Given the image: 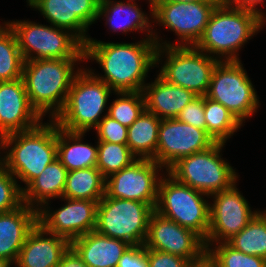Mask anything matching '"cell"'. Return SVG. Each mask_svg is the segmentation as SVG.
Instances as JSON below:
<instances>
[{
  "instance_id": "cell-38",
  "label": "cell",
  "mask_w": 266,
  "mask_h": 267,
  "mask_svg": "<svg viewBox=\"0 0 266 267\" xmlns=\"http://www.w3.org/2000/svg\"><path fill=\"white\" fill-rule=\"evenodd\" d=\"M149 267H195L188 259L163 251L146 249Z\"/></svg>"
},
{
  "instance_id": "cell-37",
  "label": "cell",
  "mask_w": 266,
  "mask_h": 267,
  "mask_svg": "<svg viewBox=\"0 0 266 267\" xmlns=\"http://www.w3.org/2000/svg\"><path fill=\"white\" fill-rule=\"evenodd\" d=\"M180 122L190 124L194 127L206 131V121L204 117V96H197L189 102L178 114Z\"/></svg>"
},
{
  "instance_id": "cell-44",
  "label": "cell",
  "mask_w": 266,
  "mask_h": 267,
  "mask_svg": "<svg viewBox=\"0 0 266 267\" xmlns=\"http://www.w3.org/2000/svg\"><path fill=\"white\" fill-rule=\"evenodd\" d=\"M148 2H149V10H150V18H153V7H152V4L154 3V0H148Z\"/></svg>"
},
{
  "instance_id": "cell-28",
  "label": "cell",
  "mask_w": 266,
  "mask_h": 267,
  "mask_svg": "<svg viewBox=\"0 0 266 267\" xmlns=\"http://www.w3.org/2000/svg\"><path fill=\"white\" fill-rule=\"evenodd\" d=\"M105 195V178L97 167L67 173L63 197L97 201Z\"/></svg>"
},
{
  "instance_id": "cell-16",
  "label": "cell",
  "mask_w": 266,
  "mask_h": 267,
  "mask_svg": "<svg viewBox=\"0 0 266 267\" xmlns=\"http://www.w3.org/2000/svg\"><path fill=\"white\" fill-rule=\"evenodd\" d=\"M203 129L180 122L178 119H162L158 132L156 162L166 172L180 159L201 152L214 144Z\"/></svg>"
},
{
  "instance_id": "cell-25",
  "label": "cell",
  "mask_w": 266,
  "mask_h": 267,
  "mask_svg": "<svg viewBox=\"0 0 266 267\" xmlns=\"http://www.w3.org/2000/svg\"><path fill=\"white\" fill-rule=\"evenodd\" d=\"M68 170L55 159L39 176L23 187V203L39 211L49 200L63 198ZM36 204V205H35Z\"/></svg>"
},
{
  "instance_id": "cell-15",
  "label": "cell",
  "mask_w": 266,
  "mask_h": 267,
  "mask_svg": "<svg viewBox=\"0 0 266 267\" xmlns=\"http://www.w3.org/2000/svg\"><path fill=\"white\" fill-rule=\"evenodd\" d=\"M146 249L163 251L188 259L195 267L206 263L204 240L194 231L169 220L156 211L151 214Z\"/></svg>"
},
{
  "instance_id": "cell-24",
  "label": "cell",
  "mask_w": 266,
  "mask_h": 267,
  "mask_svg": "<svg viewBox=\"0 0 266 267\" xmlns=\"http://www.w3.org/2000/svg\"><path fill=\"white\" fill-rule=\"evenodd\" d=\"M131 245L115 238L89 232L71 242L88 267H117L119 259Z\"/></svg>"
},
{
  "instance_id": "cell-46",
  "label": "cell",
  "mask_w": 266,
  "mask_h": 267,
  "mask_svg": "<svg viewBox=\"0 0 266 267\" xmlns=\"http://www.w3.org/2000/svg\"><path fill=\"white\" fill-rule=\"evenodd\" d=\"M197 267H210V265L206 262L205 264L197 266Z\"/></svg>"
},
{
  "instance_id": "cell-30",
  "label": "cell",
  "mask_w": 266,
  "mask_h": 267,
  "mask_svg": "<svg viewBox=\"0 0 266 267\" xmlns=\"http://www.w3.org/2000/svg\"><path fill=\"white\" fill-rule=\"evenodd\" d=\"M206 132L214 142L226 143L242 126L240 121L222 104L204 96Z\"/></svg>"
},
{
  "instance_id": "cell-13",
  "label": "cell",
  "mask_w": 266,
  "mask_h": 267,
  "mask_svg": "<svg viewBox=\"0 0 266 267\" xmlns=\"http://www.w3.org/2000/svg\"><path fill=\"white\" fill-rule=\"evenodd\" d=\"M236 183L209 196L213 197V203L209 204V231L204 241L206 249L212 244L227 242L259 212L251 210Z\"/></svg>"
},
{
  "instance_id": "cell-20",
  "label": "cell",
  "mask_w": 266,
  "mask_h": 267,
  "mask_svg": "<svg viewBox=\"0 0 266 267\" xmlns=\"http://www.w3.org/2000/svg\"><path fill=\"white\" fill-rule=\"evenodd\" d=\"M70 246L71 243L68 240L47 232L37 223L28 233L14 265L15 267H57Z\"/></svg>"
},
{
  "instance_id": "cell-1",
  "label": "cell",
  "mask_w": 266,
  "mask_h": 267,
  "mask_svg": "<svg viewBox=\"0 0 266 267\" xmlns=\"http://www.w3.org/2000/svg\"><path fill=\"white\" fill-rule=\"evenodd\" d=\"M156 51L154 39L114 43L90 38L84 44V59L95 60L101 66L104 75L89 70L114 92H140L150 68L156 66Z\"/></svg>"
},
{
  "instance_id": "cell-9",
  "label": "cell",
  "mask_w": 266,
  "mask_h": 267,
  "mask_svg": "<svg viewBox=\"0 0 266 267\" xmlns=\"http://www.w3.org/2000/svg\"><path fill=\"white\" fill-rule=\"evenodd\" d=\"M155 208L147 203L104 195L97 205L95 231L131 246L144 245Z\"/></svg>"
},
{
  "instance_id": "cell-3",
  "label": "cell",
  "mask_w": 266,
  "mask_h": 267,
  "mask_svg": "<svg viewBox=\"0 0 266 267\" xmlns=\"http://www.w3.org/2000/svg\"><path fill=\"white\" fill-rule=\"evenodd\" d=\"M264 26L254 10L219 3L195 47L219 61H240L238 51Z\"/></svg>"
},
{
  "instance_id": "cell-2",
  "label": "cell",
  "mask_w": 266,
  "mask_h": 267,
  "mask_svg": "<svg viewBox=\"0 0 266 267\" xmlns=\"http://www.w3.org/2000/svg\"><path fill=\"white\" fill-rule=\"evenodd\" d=\"M1 150L5 155H0V163L26 187L57 159V123L42 121L33 129L4 135Z\"/></svg>"
},
{
  "instance_id": "cell-27",
  "label": "cell",
  "mask_w": 266,
  "mask_h": 267,
  "mask_svg": "<svg viewBox=\"0 0 266 267\" xmlns=\"http://www.w3.org/2000/svg\"><path fill=\"white\" fill-rule=\"evenodd\" d=\"M160 122V118L145 109L128 127L127 145L137 159L156 162Z\"/></svg>"
},
{
  "instance_id": "cell-23",
  "label": "cell",
  "mask_w": 266,
  "mask_h": 267,
  "mask_svg": "<svg viewBox=\"0 0 266 267\" xmlns=\"http://www.w3.org/2000/svg\"><path fill=\"white\" fill-rule=\"evenodd\" d=\"M146 110L162 119L177 118L179 112L197 95L163 79L159 74L143 89Z\"/></svg>"
},
{
  "instance_id": "cell-6",
  "label": "cell",
  "mask_w": 266,
  "mask_h": 267,
  "mask_svg": "<svg viewBox=\"0 0 266 267\" xmlns=\"http://www.w3.org/2000/svg\"><path fill=\"white\" fill-rule=\"evenodd\" d=\"M166 174L164 171L159 182L155 211L194 231L205 241L209 231V201L204 198L210 197Z\"/></svg>"
},
{
  "instance_id": "cell-22",
  "label": "cell",
  "mask_w": 266,
  "mask_h": 267,
  "mask_svg": "<svg viewBox=\"0 0 266 267\" xmlns=\"http://www.w3.org/2000/svg\"><path fill=\"white\" fill-rule=\"evenodd\" d=\"M38 223V211L22 204L0 214V258L15 264L28 233Z\"/></svg>"
},
{
  "instance_id": "cell-10",
  "label": "cell",
  "mask_w": 266,
  "mask_h": 267,
  "mask_svg": "<svg viewBox=\"0 0 266 267\" xmlns=\"http://www.w3.org/2000/svg\"><path fill=\"white\" fill-rule=\"evenodd\" d=\"M162 57H166L159 72L163 79L197 96H206L213 69L219 62L217 58L195 46L157 47L156 66L162 64Z\"/></svg>"
},
{
  "instance_id": "cell-11",
  "label": "cell",
  "mask_w": 266,
  "mask_h": 267,
  "mask_svg": "<svg viewBox=\"0 0 266 267\" xmlns=\"http://www.w3.org/2000/svg\"><path fill=\"white\" fill-rule=\"evenodd\" d=\"M240 61H219L214 67L206 97L222 104L243 125L259 108V98Z\"/></svg>"
},
{
  "instance_id": "cell-5",
  "label": "cell",
  "mask_w": 266,
  "mask_h": 267,
  "mask_svg": "<svg viewBox=\"0 0 266 267\" xmlns=\"http://www.w3.org/2000/svg\"><path fill=\"white\" fill-rule=\"evenodd\" d=\"M114 91L89 69L82 68L74 77L62 110L53 119L58 127L70 132H85L95 128L108 113L106 105Z\"/></svg>"
},
{
  "instance_id": "cell-12",
  "label": "cell",
  "mask_w": 266,
  "mask_h": 267,
  "mask_svg": "<svg viewBox=\"0 0 266 267\" xmlns=\"http://www.w3.org/2000/svg\"><path fill=\"white\" fill-rule=\"evenodd\" d=\"M219 0L153 3V22L175 32V46H195L201 39Z\"/></svg>"
},
{
  "instance_id": "cell-42",
  "label": "cell",
  "mask_w": 266,
  "mask_h": 267,
  "mask_svg": "<svg viewBox=\"0 0 266 267\" xmlns=\"http://www.w3.org/2000/svg\"><path fill=\"white\" fill-rule=\"evenodd\" d=\"M197 2V1H202V0H154V3H160V2Z\"/></svg>"
},
{
  "instance_id": "cell-41",
  "label": "cell",
  "mask_w": 266,
  "mask_h": 267,
  "mask_svg": "<svg viewBox=\"0 0 266 267\" xmlns=\"http://www.w3.org/2000/svg\"><path fill=\"white\" fill-rule=\"evenodd\" d=\"M265 0H231L228 5L235 7V8H245L254 10L257 13L261 14L263 17H265V13L263 11L257 8V5L264 4Z\"/></svg>"
},
{
  "instance_id": "cell-8",
  "label": "cell",
  "mask_w": 266,
  "mask_h": 267,
  "mask_svg": "<svg viewBox=\"0 0 266 267\" xmlns=\"http://www.w3.org/2000/svg\"><path fill=\"white\" fill-rule=\"evenodd\" d=\"M224 145L215 142L204 151L180 159L167 172L178 182L208 196L228 189L238 182V174L220 154Z\"/></svg>"
},
{
  "instance_id": "cell-21",
  "label": "cell",
  "mask_w": 266,
  "mask_h": 267,
  "mask_svg": "<svg viewBox=\"0 0 266 267\" xmlns=\"http://www.w3.org/2000/svg\"><path fill=\"white\" fill-rule=\"evenodd\" d=\"M139 5L135 3V0L114 1V0H100L98 20L102 16L105 17L106 24L109 25L111 31L122 32L127 34L128 32L139 30L140 32H147V39H154L157 47L175 46L176 43H170L169 41H163L153 30L151 25L152 20L146 13L141 11Z\"/></svg>"
},
{
  "instance_id": "cell-43",
  "label": "cell",
  "mask_w": 266,
  "mask_h": 267,
  "mask_svg": "<svg viewBox=\"0 0 266 267\" xmlns=\"http://www.w3.org/2000/svg\"><path fill=\"white\" fill-rule=\"evenodd\" d=\"M13 265L12 262H10L7 259L0 258V267H11Z\"/></svg>"
},
{
  "instance_id": "cell-29",
  "label": "cell",
  "mask_w": 266,
  "mask_h": 267,
  "mask_svg": "<svg viewBox=\"0 0 266 267\" xmlns=\"http://www.w3.org/2000/svg\"><path fill=\"white\" fill-rule=\"evenodd\" d=\"M240 252L266 260V215L259 211L248 224L227 241Z\"/></svg>"
},
{
  "instance_id": "cell-32",
  "label": "cell",
  "mask_w": 266,
  "mask_h": 267,
  "mask_svg": "<svg viewBox=\"0 0 266 267\" xmlns=\"http://www.w3.org/2000/svg\"><path fill=\"white\" fill-rule=\"evenodd\" d=\"M206 262L210 267H266L265 259L244 254L227 242L210 245L206 252Z\"/></svg>"
},
{
  "instance_id": "cell-7",
  "label": "cell",
  "mask_w": 266,
  "mask_h": 267,
  "mask_svg": "<svg viewBox=\"0 0 266 267\" xmlns=\"http://www.w3.org/2000/svg\"><path fill=\"white\" fill-rule=\"evenodd\" d=\"M6 23L16 36L24 61L84 59V44L66 29L27 20Z\"/></svg>"
},
{
  "instance_id": "cell-35",
  "label": "cell",
  "mask_w": 266,
  "mask_h": 267,
  "mask_svg": "<svg viewBox=\"0 0 266 267\" xmlns=\"http://www.w3.org/2000/svg\"><path fill=\"white\" fill-rule=\"evenodd\" d=\"M18 180L0 163V214L23 204V187Z\"/></svg>"
},
{
  "instance_id": "cell-19",
  "label": "cell",
  "mask_w": 266,
  "mask_h": 267,
  "mask_svg": "<svg viewBox=\"0 0 266 267\" xmlns=\"http://www.w3.org/2000/svg\"><path fill=\"white\" fill-rule=\"evenodd\" d=\"M42 120L29 102L23 78L0 82V138L33 129Z\"/></svg>"
},
{
  "instance_id": "cell-47",
  "label": "cell",
  "mask_w": 266,
  "mask_h": 267,
  "mask_svg": "<svg viewBox=\"0 0 266 267\" xmlns=\"http://www.w3.org/2000/svg\"><path fill=\"white\" fill-rule=\"evenodd\" d=\"M266 16V15H265ZM263 22L264 24L266 23V17H263Z\"/></svg>"
},
{
  "instance_id": "cell-26",
  "label": "cell",
  "mask_w": 266,
  "mask_h": 267,
  "mask_svg": "<svg viewBox=\"0 0 266 267\" xmlns=\"http://www.w3.org/2000/svg\"><path fill=\"white\" fill-rule=\"evenodd\" d=\"M85 132H70L57 125V159L69 171L97 165L98 141L93 146L83 143Z\"/></svg>"
},
{
  "instance_id": "cell-17",
  "label": "cell",
  "mask_w": 266,
  "mask_h": 267,
  "mask_svg": "<svg viewBox=\"0 0 266 267\" xmlns=\"http://www.w3.org/2000/svg\"><path fill=\"white\" fill-rule=\"evenodd\" d=\"M66 204L51 210L45 204L38 211V223L47 231L61 236L70 243L84 234L95 231L97 201L61 198Z\"/></svg>"
},
{
  "instance_id": "cell-36",
  "label": "cell",
  "mask_w": 266,
  "mask_h": 267,
  "mask_svg": "<svg viewBox=\"0 0 266 267\" xmlns=\"http://www.w3.org/2000/svg\"><path fill=\"white\" fill-rule=\"evenodd\" d=\"M94 130L98 134V141L127 144L128 127L112 119L108 113L104 115Z\"/></svg>"
},
{
  "instance_id": "cell-4",
  "label": "cell",
  "mask_w": 266,
  "mask_h": 267,
  "mask_svg": "<svg viewBox=\"0 0 266 267\" xmlns=\"http://www.w3.org/2000/svg\"><path fill=\"white\" fill-rule=\"evenodd\" d=\"M85 59H41L24 61L22 78L32 107L43 118L53 120L64 107L76 64ZM76 72H75V70Z\"/></svg>"
},
{
  "instance_id": "cell-31",
  "label": "cell",
  "mask_w": 266,
  "mask_h": 267,
  "mask_svg": "<svg viewBox=\"0 0 266 267\" xmlns=\"http://www.w3.org/2000/svg\"><path fill=\"white\" fill-rule=\"evenodd\" d=\"M23 64L16 36L5 22L0 25V82L22 78Z\"/></svg>"
},
{
  "instance_id": "cell-39",
  "label": "cell",
  "mask_w": 266,
  "mask_h": 267,
  "mask_svg": "<svg viewBox=\"0 0 266 267\" xmlns=\"http://www.w3.org/2000/svg\"><path fill=\"white\" fill-rule=\"evenodd\" d=\"M117 267H149L145 246H130L119 259Z\"/></svg>"
},
{
  "instance_id": "cell-45",
  "label": "cell",
  "mask_w": 266,
  "mask_h": 267,
  "mask_svg": "<svg viewBox=\"0 0 266 267\" xmlns=\"http://www.w3.org/2000/svg\"><path fill=\"white\" fill-rule=\"evenodd\" d=\"M231 0H219V3L228 4Z\"/></svg>"
},
{
  "instance_id": "cell-40",
  "label": "cell",
  "mask_w": 266,
  "mask_h": 267,
  "mask_svg": "<svg viewBox=\"0 0 266 267\" xmlns=\"http://www.w3.org/2000/svg\"><path fill=\"white\" fill-rule=\"evenodd\" d=\"M57 267H88V265L81 259L77 252L70 246L63 254L60 263Z\"/></svg>"
},
{
  "instance_id": "cell-14",
  "label": "cell",
  "mask_w": 266,
  "mask_h": 267,
  "mask_svg": "<svg viewBox=\"0 0 266 267\" xmlns=\"http://www.w3.org/2000/svg\"><path fill=\"white\" fill-rule=\"evenodd\" d=\"M163 169L154 160L136 159L105 179V195L144 202L155 208Z\"/></svg>"
},
{
  "instance_id": "cell-34",
  "label": "cell",
  "mask_w": 266,
  "mask_h": 267,
  "mask_svg": "<svg viewBox=\"0 0 266 267\" xmlns=\"http://www.w3.org/2000/svg\"><path fill=\"white\" fill-rule=\"evenodd\" d=\"M114 94L117 98L108 106V116L129 127L146 109L143 91Z\"/></svg>"
},
{
  "instance_id": "cell-18",
  "label": "cell",
  "mask_w": 266,
  "mask_h": 267,
  "mask_svg": "<svg viewBox=\"0 0 266 267\" xmlns=\"http://www.w3.org/2000/svg\"><path fill=\"white\" fill-rule=\"evenodd\" d=\"M51 25L66 29L83 44L91 37L87 30L98 20L100 0H26ZM87 34V35H86Z\"/></svg>"
},
{
  "instance_id": "cell-33",
  "label": "cell",
  "mask_w": 266,
  "mask_h": 267,
  "mask_svg": "<svg viewBox=\"0 0 266 267\" xmlns=\"http://www.w3.org/2000/svg\"><path fill=\"white\" fill-rule=\"evenodd\" d=\"M136 159L127 144L98 141L96 167L105 179L129 166Z\"/></svg>"
}]
</instances>
